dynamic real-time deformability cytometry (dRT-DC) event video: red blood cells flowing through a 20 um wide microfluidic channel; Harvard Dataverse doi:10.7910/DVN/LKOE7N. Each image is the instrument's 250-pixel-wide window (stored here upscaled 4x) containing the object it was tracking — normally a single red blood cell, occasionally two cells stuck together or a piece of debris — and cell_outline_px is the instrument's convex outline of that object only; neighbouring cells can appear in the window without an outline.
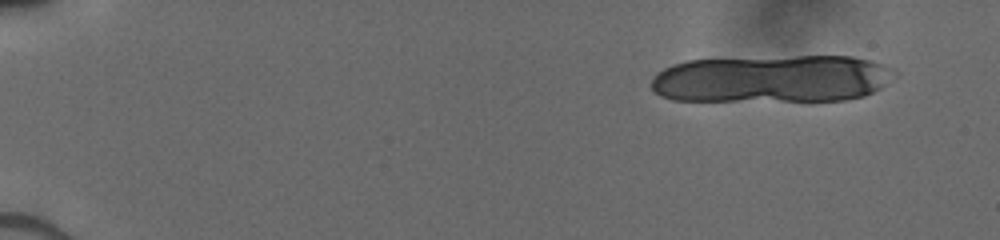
{"species": "human", "species_latin": "Homo sapiens", "temperature_condition": "cold", "stored_images_in_passage": 19, "camera_frame_rate_fps": 3000, "um_per_image_px": 0.085, "donor": {"sex": "male"}, "frame": {"image": 1, "passage_image": 4, "time_ms": 1.0, "image_size_px": [1000, 240], "cell_outline_px": [[896, 76], [880, 88], [864, 96], [844, 100], [672, 100], [660, 96], [652, 88], [652, 76], [664, 68], [672, 64], [688, 60], [796, 56], [852, 56], [868, 60], [880, 64], [896, 72]], "centroid_in_image_um": [65.61, 6.69], "position_along_channel_um": 19.4, "area_um2": 67.28}}